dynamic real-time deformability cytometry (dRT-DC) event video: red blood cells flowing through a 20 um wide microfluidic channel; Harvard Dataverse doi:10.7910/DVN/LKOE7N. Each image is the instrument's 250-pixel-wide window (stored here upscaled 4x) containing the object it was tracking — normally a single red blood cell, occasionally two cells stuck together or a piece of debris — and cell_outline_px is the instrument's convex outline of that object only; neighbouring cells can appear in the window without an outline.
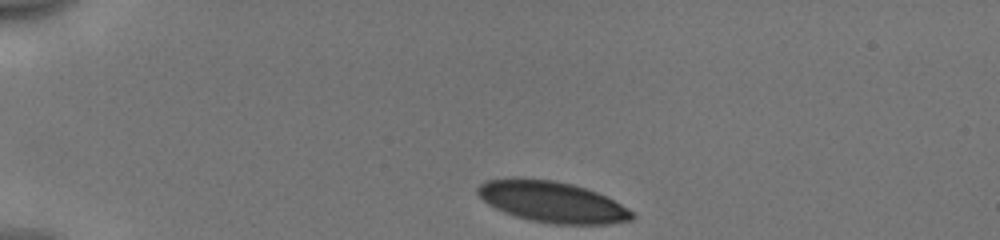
{"species": "human", "species_latin": "Homo sapiens", "temperature_condition": "cold", "stored_images_in_passage": 35, "camera_frame_rate_fps": 3000, "um_per_image_px": 0.085, "donor": {"sex": "male"}, "frame": {"image": 1, "passage_image": 1, "time_ms": 0.0, "image_size_px": [1000, 240], "cell_outline_px": [[636, 216], [632, 220], [608, 224], [556, 224], [532, 220], [516, 216], [504, 212], [488, 204], [476, 192], [476, 188], [480, 184], [488, 180], [512, 176], [516, 176], [556, 180], [572, 184], [596, 192], [628, 208]], "centroid_in_image_um": [46.9, 17.13], "position_along_channel_um": 38.1, "area_um2": 36.99}}
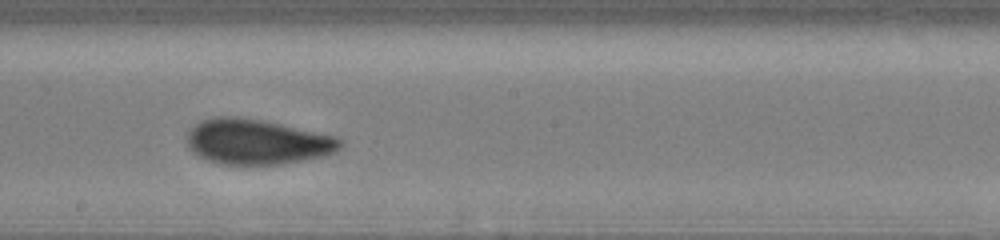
{"frame": {"image": 2, "passage_image": 20, "time_ms": 6.333, "image_size_px": [1000, 240], "cell_outline_px": [[344, 144], [336, 152], [324, 156], [280, 164], [224, 164], [208, 160], [200, 156], [188, 148], [188, 132], [200, 120], [212, 116], [236, 116], [264, 120], [336, 136], [344, 140]], "centroid_in_image_um": [21.88, 12.03], "position_along_channel_um": 226.3, "area_um2": 40.46}}
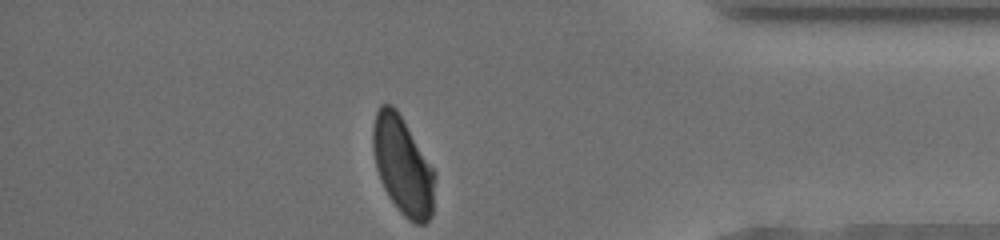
{"frame": {"image": 3, "passage_image": 35, "time_ms": 11.333, "image_size_px": [1000, 240], "cell_outline_px": [[436, 176], [432, 216], [424, 224], [416, 224], [408, 220], [400, 212], [388, 196], [380, 180], [376, 168], [372, 148], [372, 128], [376, 112], [380, 104], [392, 104], [396, 108], [404, 120], [436, 172]], "centroid_in_image_um": [34.24, 14.09], "position_along_channel_um": 401.0, "area_um2": 35.78}, "authors_computed_cell_mechanics": {"area_um2": 39.1306, "velocity_mm_per_s": 3.939, "shape_relaxation_time_tau1_ms": 5.575, "shape_relaxation_time_tau2_ms": 0.9609, "deformation_change_tau1": 0.1599, "deformation_change_tau2": 0.0643}}